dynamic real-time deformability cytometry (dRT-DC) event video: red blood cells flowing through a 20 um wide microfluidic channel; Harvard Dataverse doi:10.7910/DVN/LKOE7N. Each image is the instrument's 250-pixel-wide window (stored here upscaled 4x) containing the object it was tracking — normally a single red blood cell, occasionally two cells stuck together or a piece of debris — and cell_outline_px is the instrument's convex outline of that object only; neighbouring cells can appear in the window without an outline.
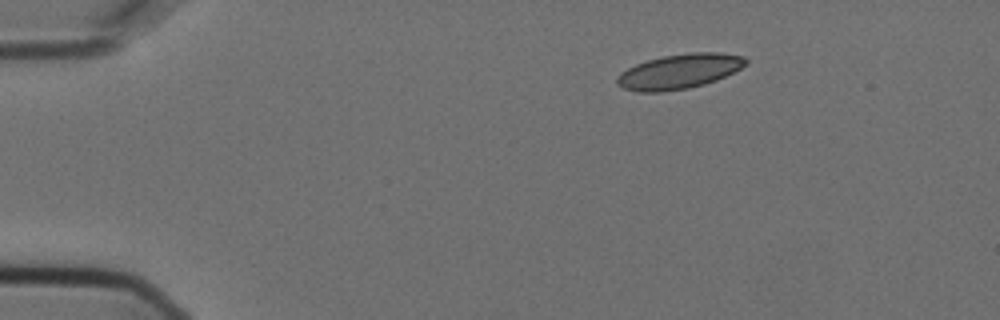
{"species": "Egyptian fruit bat (a non-hibernating species)", "species_latin": "Rousettus aegyptiacus", "temperature_condition": "cold", "stored_images_in_passage": 3, "camera_frame_rate_fps": 3000, "um_per_image_px": 0.085, "animal": {"sex": "female"}, "frame": {"image": 1, "passage_image": 1, "time_ms": 0.0, "image_size_px": [1000, 320], "cell_outline_px": [[748, 60], [740, 68], [716, 80], [704, 84], [688, 88], [660, 92], [640, 92], [624, 88], [616, 84], [616, 80], [620, 72], [636, 64], [648, 60], [664, 56], [692, 52], [720, 52], [744, 56]], "centroid_in_image_um": [57.72, 6.07], "position_along_channel_um": 27.3, "area_um2": 25.84}}